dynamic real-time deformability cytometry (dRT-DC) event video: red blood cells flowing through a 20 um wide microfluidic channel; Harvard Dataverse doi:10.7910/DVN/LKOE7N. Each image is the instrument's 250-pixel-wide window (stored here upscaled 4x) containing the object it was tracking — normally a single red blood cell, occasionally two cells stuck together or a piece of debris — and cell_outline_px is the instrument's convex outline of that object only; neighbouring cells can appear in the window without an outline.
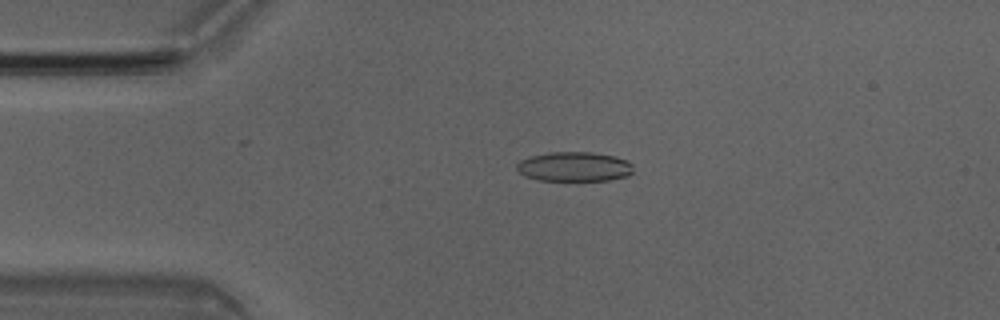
{"species": "Egyptian fruit bat (a non-hibernating species)", "species_latin": "Rousettus aegyptiacus", "temperature_condition": "room temperature", "stored_images_in_passage": 50, "camera_frame_rate_fps": 3000, "um_per_image_px": 0.085, "animal": {"sex": "male"}, "frame": {"image": 1, "passage_image": 11, "time_ms": 3.333, "image_size_px": [1000, 320], "cell_outline_px": [[632, 172], [628, 176], [608, 180], [540, 180], [524, 176], [516, 168], [516, 164], [520, 160], [528, 156], [548, 152], [592, 152], [616, 156], [628, 160], [632, 164]], "centroid_in_image_um": [48.81, 14.15], "position_along_channel_um": 36.2, "area_um2": 20.23}}
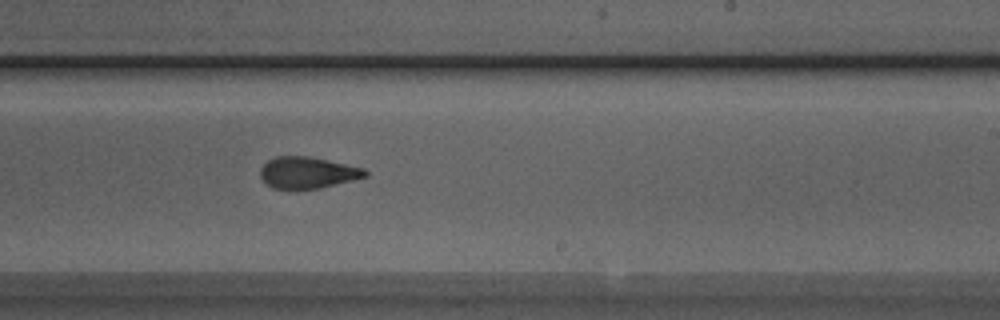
{"frame": {"image": 2, "passage_image": 30, "time_ms": 9.667, "image_size_px": [1000, 320], "cell_outline_px": [[368, 176], [320, 188], [272, 188], [264, 184], [260, 176], [260, 168], [268, 160], [276, 156], [308, 156], [328, 160], [364, 168], [368, 172]], "centroid_in_image_um": [26.12, 14.66], "position_along_channel_um": 262.9, "area_um2": 19.19}}
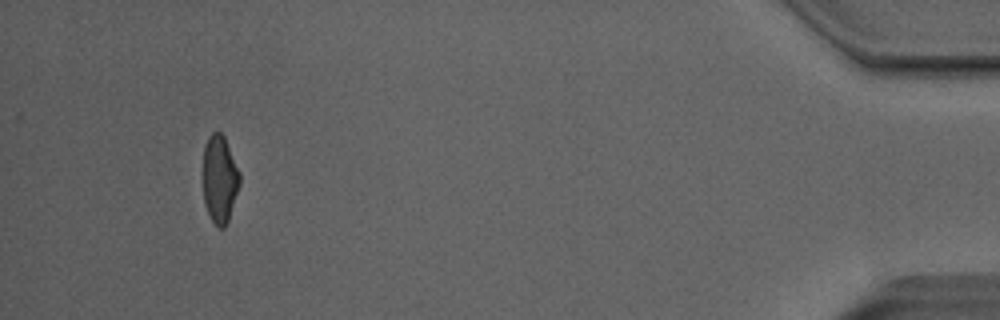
{"frame": {"image": 3, "passage_image": 47, "time_ms": 15.333, "image_size_px": [1000, 320], "cell_outline_px": [[240, 184], [228, 220], [224, 228], [220, 228], [212, 220], [204, 204], [200, 176], [200, 172], [204, 148], [208, 136], [212, 132], [220, 132], [224, 136], [240, 172]], "centroid_in_image_um": [18.62, 15.19], "position_along_channel_um": 416.6, "area_um2": 19.36}, "authors_computed_cell_mechanics": {"area_um2": 20.0855, "velocity_mm_per_s": 4.0835, "shape_relaxation_time_tau1_ms": null, "shape_relaxation_time_tau2_ms": 1.8611, "deformation_change_tau1": null, "deformation_change_tau2": 0.097}}